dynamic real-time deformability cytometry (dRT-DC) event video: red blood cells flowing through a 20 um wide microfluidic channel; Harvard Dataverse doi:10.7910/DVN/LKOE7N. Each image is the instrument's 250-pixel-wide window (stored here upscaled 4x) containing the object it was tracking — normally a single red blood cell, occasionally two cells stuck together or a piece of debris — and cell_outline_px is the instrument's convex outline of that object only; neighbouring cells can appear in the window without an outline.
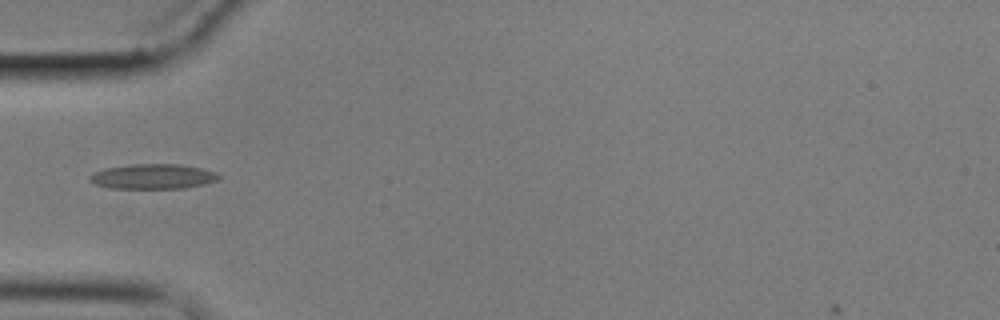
{"species": "common noctule bat (a hibernating species)", "species_latin": "Nyctalus noctula", "temperature_condition": "cold", "stored_images_in_passage": 7, "camera_frame_rate_fps": 3000, "um_per_image_px": 0.085, "animal": {"sex": "male", "body_mass_g": 17.9}, "frame": {"image": 1, "passage_image": 1, "time_ms": 0.0, "image_size_px": [1000, 320], "cell_outline_px": [[220, 180], [204, 184], [184, 188], [112, 188], [96, 184], [88, 180], [88, 176], [92, 172], [104, 168], [132, 164], [180, 164], [200, 168], [216, 172], [220, 176]], "centroid_in_image_um": [12.99, 14.99], "position_along_channel_um": 72.0, "area_um2": 18.84}}
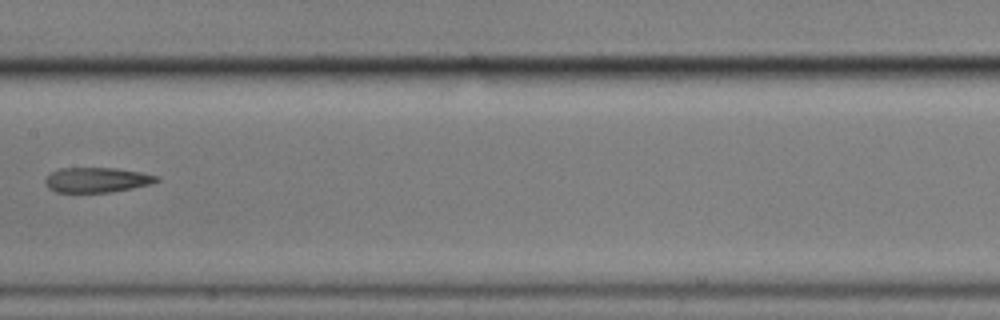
{"frame": {"image": 2, "passage_image": 4, "time_ms": 3.667, "image_size_px": [1000, 320], "cell_outline_px": [[160, 180], [152, 184], [112, 192], [56, 192], [48, 188], [44, 180], [52, 172], [60, 168], [116, 168], [140, 172], [160, 176]], "centroid_in_image_um": [8.27, 15.29], "position_along_channel_um": 199.1, "area_um2": 16.24}}
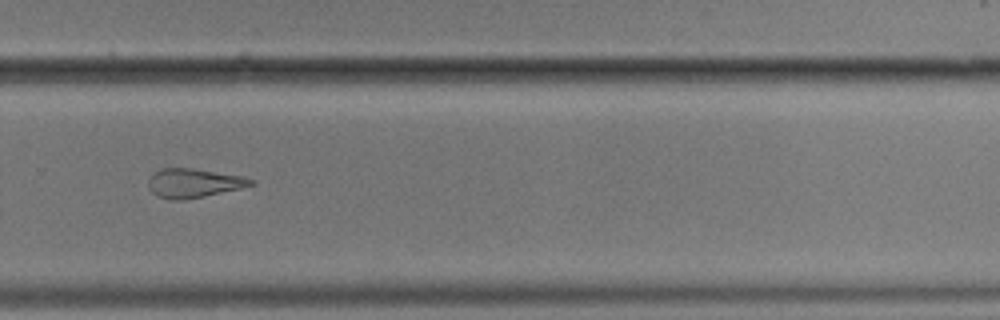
{"frame": {"image": 3, "passage_image": 7, "time_ms": 7.0, "image_size_px": [1000, 320], "cell_outline_px": [[256, 184], [240, 188], [204, 196], [184, 200], [172, 200], [156, 196], [148, 188], [148, 180], [160, 168], [192, 168], [240, 176], [256, 180]], "centroid_in_image_um": [16.44, 15.57], "position_along_channel_um": 313.4, "area_um2": 17.22}}